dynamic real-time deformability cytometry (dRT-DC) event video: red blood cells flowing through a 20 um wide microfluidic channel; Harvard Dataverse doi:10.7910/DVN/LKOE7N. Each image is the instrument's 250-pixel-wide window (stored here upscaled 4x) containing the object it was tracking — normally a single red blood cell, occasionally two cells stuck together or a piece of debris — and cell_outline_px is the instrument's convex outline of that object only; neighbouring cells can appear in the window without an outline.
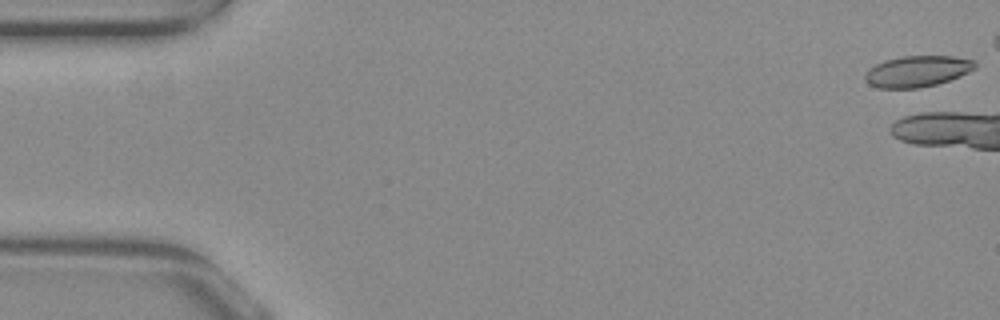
{"species": "common noctule bat (a hibernating species)", "species_latin": "Nyctalus noctula", "temperature_condition": "warm", "stored_images_in_passage": 7, "camera_frame_rate_fps": 3000, "um_per_image_px": 0.085, "animal": {"sex": "female", "body_mass_g": 29.2, "forearm_length_mm": 56.3}, "frame": {"image": 1, "passage_image": 1, "time_ms": 0.0, "image_size_px": [1000, 320], "cell_outline_px": [[976, 68], [960, 76], [936, 84], [920, 88], [880, 88], [868, 84], [864, 80], [864, 76], [868, 68], [884, 60], [904, 56], [952, 56], [972, 60], [976, 64]], "centroid_in_image_um": [77.93, 6.06], "position_along_channel_um": 7.1, "area_um2": 19.94}}